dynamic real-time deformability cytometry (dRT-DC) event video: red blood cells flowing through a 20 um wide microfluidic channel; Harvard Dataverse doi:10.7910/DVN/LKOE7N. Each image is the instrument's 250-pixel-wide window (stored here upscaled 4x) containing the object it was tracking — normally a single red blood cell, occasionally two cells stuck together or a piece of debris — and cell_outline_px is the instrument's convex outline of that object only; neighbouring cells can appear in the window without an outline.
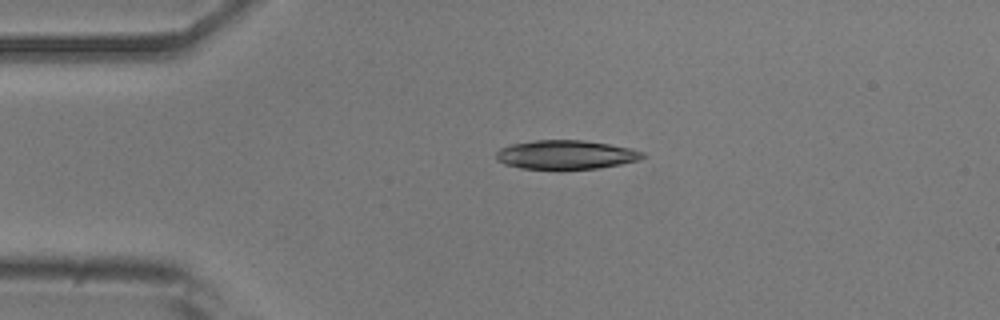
{"species": "common noctule bat (a hibernating species)", "species_latin": "Nyctalus noctula", "temperature_condition": "room temperature", "stored_images_in_passage": 6, "camera_frame_rate_fps": 3000, "um_per_image_px": 0.085, "animal": {"sex": "male", "body_mass_g": 20.5, "forearm_length_mm": 52.5}, "frame": {"image": 1, "passage_image": 4, "time_ms": 1.0, "image_size_px": [1000, 320], "cell_outline_px": [[648, 156], [640, 160], [600, 168], [520, 168], [504, 164], [496, 160], [496, 152], [500, 148], [512, 144], [536, 140], [584, 140], [632, 148], [644, 152]], "centroid_in_image_um": [48.14, 13.14], "position_along_channel_um": 36.9, "area_um2": 24.62}}
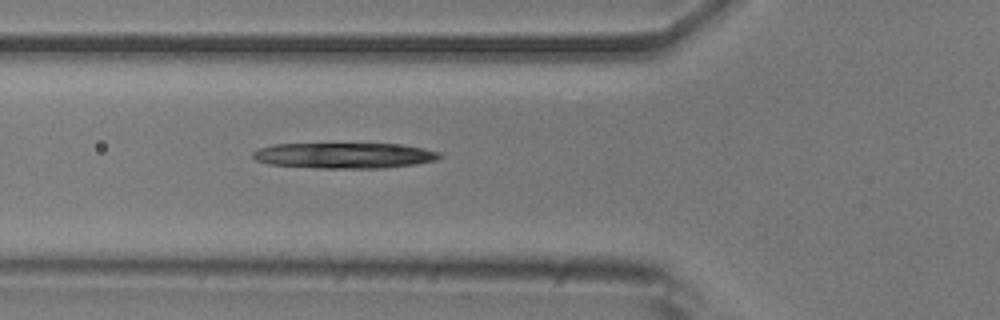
{"frame": {"image": 2, "passage_image": 6, "time_ms": 1.667, "image_size_px": [1000, 320], "cell_outline_px": [[444, 156], [436, 160], [412, 164], [384, 168], [316, 168], [268, 164], [256, 160], [252, 156], [252, 152], [260, 148], [272, 144], [404, 144], [440, 152]], "centroid_in_image_um": [29.27, 13.21], "position_along_channel_um": 96.5, "area_um2": 27.92}}